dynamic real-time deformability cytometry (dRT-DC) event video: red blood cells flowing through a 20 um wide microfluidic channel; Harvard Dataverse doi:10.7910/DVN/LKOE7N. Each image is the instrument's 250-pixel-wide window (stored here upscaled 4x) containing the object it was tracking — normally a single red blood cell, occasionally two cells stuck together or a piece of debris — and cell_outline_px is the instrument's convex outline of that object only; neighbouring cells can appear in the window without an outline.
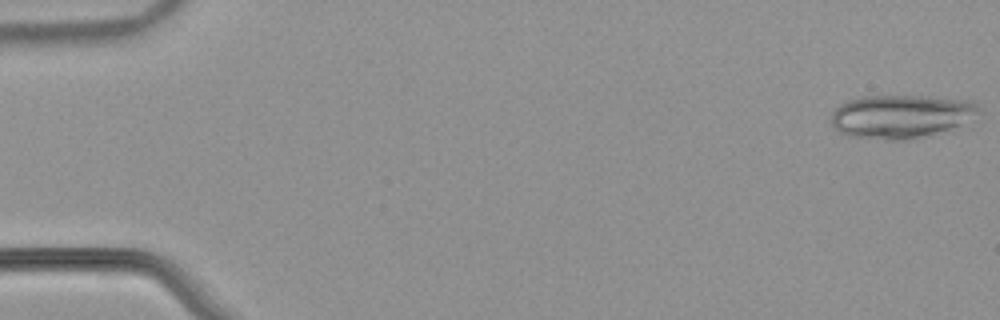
{"species": "common noctule bat (a hibernating species)", "species_latin": "Nyctalus noctula", "temperature_condition": "warm", "stored_images_in_passage": 21, "camera_frame_rate_fps": 3000, "um_per_image_px": 0.085, "animal": {"sex": "male", "body_mass_g": 21.5, "forearm_length_mm": 52.0}, "frame": {"image": 1, "passage_image": 1, "time_ms": 0.0, "image_size_px": [1000, 320], "cell_outline_px": [[980, 112], [972, 128], [908, 140], [884, 140], [848, 136], [840, 132], [828, 120], [832, 112], [840, 104], [848, 100], [860, 96], [928, 96], [976, 100], [980, 108]], "centroid_in_image_um": [76.8, 9.92], "position_along_channel_um": 8.2, "area_um2": 39.59}}